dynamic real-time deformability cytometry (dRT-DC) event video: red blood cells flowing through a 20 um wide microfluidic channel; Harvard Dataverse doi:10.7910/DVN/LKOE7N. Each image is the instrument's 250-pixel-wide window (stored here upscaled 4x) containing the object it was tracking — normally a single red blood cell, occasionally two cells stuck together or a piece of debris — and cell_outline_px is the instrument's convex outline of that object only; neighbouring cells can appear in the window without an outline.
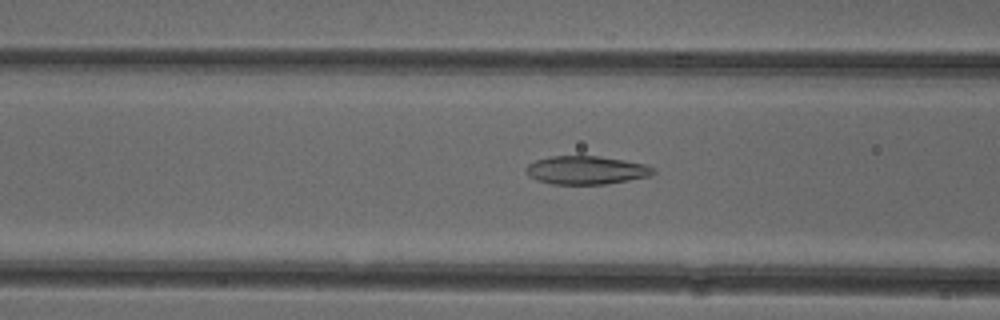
{"species": "common noctule bat (a hibernating species)", "species_latin": "Nyctalus noctula", "temperature_condition": "cold", "stored_images_in_passage": 52, "camera_frame_rate_fps": 3000, "um_per_image_px": 0.085, "animal": {"sex": "female"}, "frame": {"image": 1, "passage_image": 20, "time_ms": 6.333, "image_size_px": [1000, 320], "cell_outline_px": [[656, 172], [648, 176], [628, 180], [604, 184], [552, 184], [536, 180], [528, 176], [524, 168], [528, 164], [536, 160], [552, 156], [600, 156], [624, 160], [644, 164], [656, 168]], "centroid_in_image_um": [49.8, 14.46], "position_along_channel_um": 116.8, "area_um2": 21.04}}
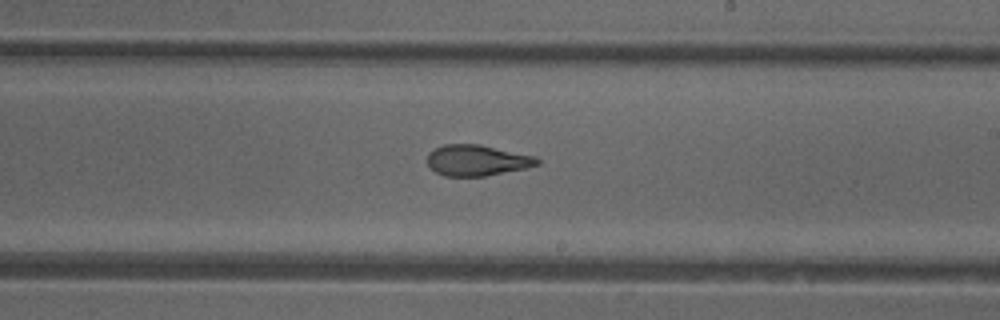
{"frame": {"image": 2, "passage_image": 30, "time_ms": 9.667, "image_size_px": [1000, 320], "cell_outline_px": [[540, 164], [524, 168], [484, 176], [444, 176], [436, 172], [428, 164], [428, 152], [444, 144], [480, 144], [536, 156], [540, 160]], "centroid_in_image_um": [40.55, 13.62], "position_along_channel_um": 248.4, "area_um2": 19.71}}
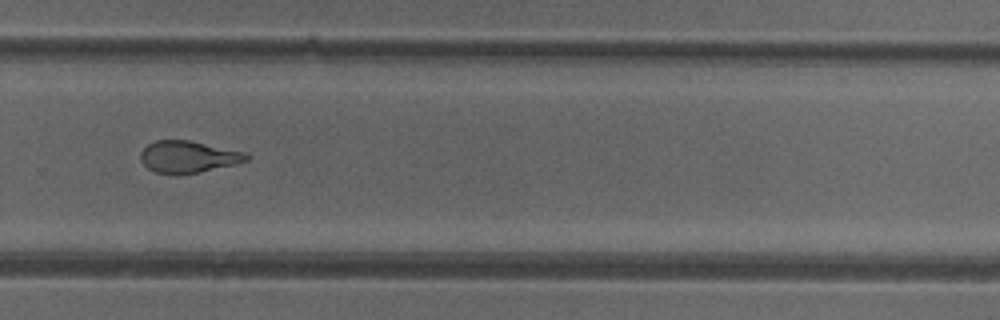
{"frame": {"image": 3, "passage_image": 35, "time_ms": 11.333, "image_size_px": [1000, 320], "cell_outline_px": [[252, 156], [248, 160], [236, 164], [200, 172], [156, 172], [148, 168], [140, 160], [140, 152], [148, 144], [156, 140], [188, 140], [244, 152]], "centroid_in_image_um": [16.02, 13.3], "position_along_channel_um": 313.8, "area_um2": 19.19}, "authors_computed_cell_mechanics": {"area_um2": 21.1837, "velocity_mm_per_s": 3.95, "shape_relaxation_time_tau1_ms": 4.4146, "shape_relaxation_time_tau2_ms": 2.1283, "deformation_change_tau1": 0.1418, "deformation_change_tau2": 0.0931}}